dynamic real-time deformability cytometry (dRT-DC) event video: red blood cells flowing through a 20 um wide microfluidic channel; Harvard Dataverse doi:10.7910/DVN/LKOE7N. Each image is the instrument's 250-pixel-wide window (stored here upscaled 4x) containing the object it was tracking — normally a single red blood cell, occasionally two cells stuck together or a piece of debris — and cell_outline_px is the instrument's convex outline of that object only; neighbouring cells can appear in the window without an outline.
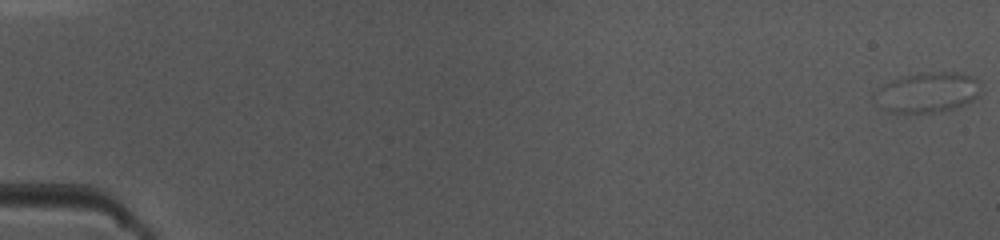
{"species": "common noctule bat (a hibernating species)", "species_latin": "Nyctalus noctula", "temperature_condition": "warm", "stored_images_in_passage": 11, "camera_frame_rate_fps": 3000, "um_per_image_px": 0.085, "animal": {"sex": "female", "body_mass_g": 10.0, "forearm_length_mm": 53.1}, "frame": {"image": 1, "passage_image": 1, "time_ms": 0.0, "image_size_px": [1000, 240], "cell_outline_px": [[980, 96], [956, 108], [932, 112], [888, 112], [880, 108], [880, 88], [884, 84], [892, 80], [924, 72], [960, 72], [972, 76], [980, 80]], "centroid_in_image_um": [78.96, 7.84], "position_along_channel_um": 6.0, "area_um2": 24.28}}